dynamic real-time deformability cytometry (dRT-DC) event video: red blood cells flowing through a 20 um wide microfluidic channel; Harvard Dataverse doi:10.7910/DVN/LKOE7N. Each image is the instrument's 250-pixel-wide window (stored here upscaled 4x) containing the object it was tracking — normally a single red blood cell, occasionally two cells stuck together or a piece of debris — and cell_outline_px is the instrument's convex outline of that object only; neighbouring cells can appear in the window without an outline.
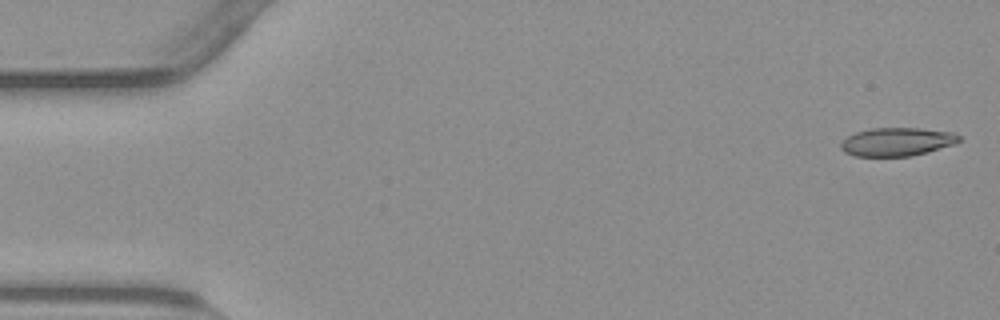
{"species": "common noctule bat (a hibernating species)", "species_latin": "Nyctalus noctula", "temperature_condition": "warm", "stored_images_in_passage": 55, "camera_frame_rate_fps": 3000, "um_per_image_px": 0.085, "animal": {"sex": "male", "body_mass_g": 23.1, "forearm_length_mm": 52.7}, "frame": {"image": 1, "passage_image": 2, "time_ms": 0.333, "image_size_px": [1000, 320], "cell_outline_px": [[960, 140], [956, 144], [928, 152], [912, 156], [852, 156], [844, 152], [840, 148], [840, 144], [848, 136], [856, 132], [872, 128], [920, 128], [956, 132], [960, 136]], "centroid_in_image_um": [76.27, 12.05], "position_along_channel_um": 8.7, "area_um2": 19.77}}
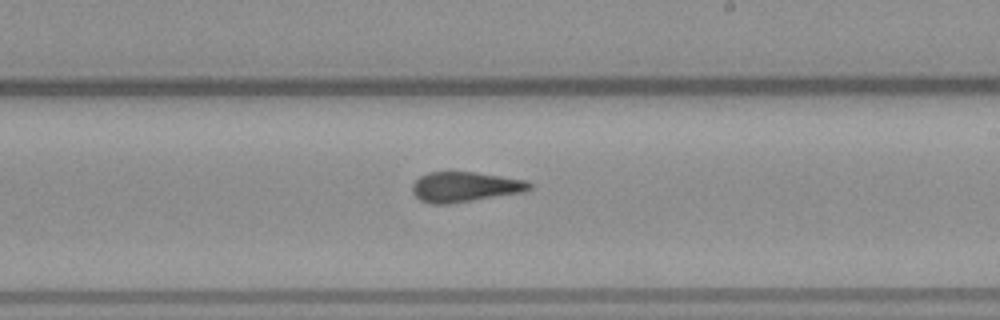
{"frame": {"image": 2, "passage_image": 32, "time_ms": 10.333, "image_size_px": [1000, 320], "cell_outline_px": [[532, 188], [524, 192], [448, 204], [432, 204], [420, 200], [412, 192], [412, 184], [420, 176], [428, 172], [476, 172], [528, 180], [532, 184]], "centroid_in_image_um": [39.54, 15.88], "position_along_channel_um": 249.5, "area_um2": 20.63}}
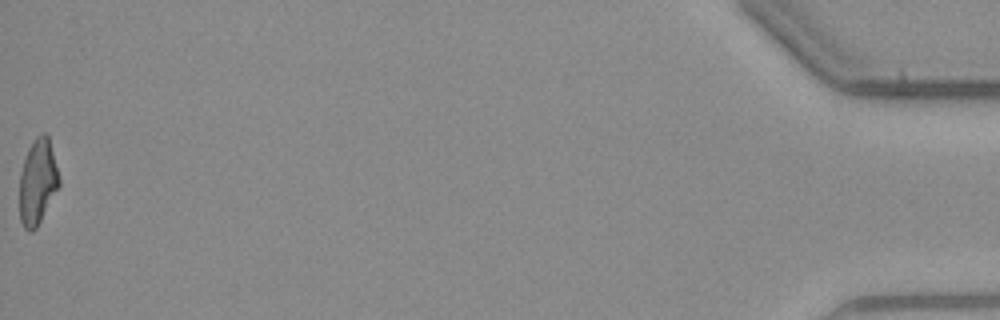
{"frame": {"image": 3, "passage_image": 55, "time_ms": 18.0, "image_size_px": [1000, 320], "cell_outline_px": [[60, 184], [36, 228], [32, 232], [28, 232], [24, 228], [20, 220], [20, 172], [28, 148], [36, 136], [44, 132], [48, 136], [60, 180]], "centroid_in_image_um": [3.18, 15.46], "position_along_channel_um": 432.0, "area_um2": 19.42}, "authors_computed_cell_mechanics": {"area_um2": 20.5768, "velocity_mm_per_s": 3.8049, "shape_relaxation_time_tau1_ms": null, "shape_relaxation_time_tau2_ms": 1.9082, "deformation_change_tau1": null, "deformation_change_tau2": 0.1161}}